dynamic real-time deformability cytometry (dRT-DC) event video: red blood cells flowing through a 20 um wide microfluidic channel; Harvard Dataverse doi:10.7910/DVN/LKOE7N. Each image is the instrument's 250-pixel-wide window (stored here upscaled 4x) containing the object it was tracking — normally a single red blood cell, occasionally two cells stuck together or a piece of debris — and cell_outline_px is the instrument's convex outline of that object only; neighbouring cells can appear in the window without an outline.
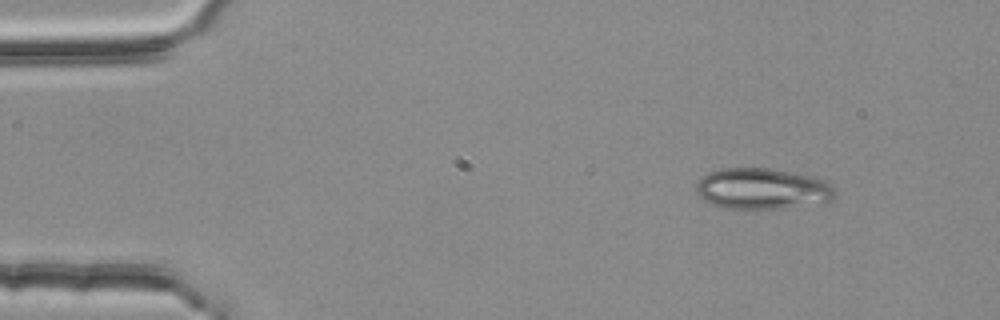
{"species": "common noctule bat (a hibernating species)", "species_latin": "Nyctalus noctula", "temperature_condition": "room temperature", "stored_images_in_passage": 4, "camera_frame_rate_fps": 3000, "um_per_image_px": 0.085, "animal": {"sex": "female", "body_mass_g": 25.1}, "frame": {"image": 1, "passage_image": 4, "time_ms": 1.0, "image_size_px": [1000, 320], "cell_outline_px": [[836, 196], [828, 204], [756, 212], [724, 208], [712, 204], [704, 200], [696, 192], [696, 184], [708, 172], [720, 168], [768, 168], [816, 176], [824, 180], [836, 188]], "centroid_in_image_um": [64.88, 16.1], "position_along_channel_um": 20.1, "area_um2": 34.85}}